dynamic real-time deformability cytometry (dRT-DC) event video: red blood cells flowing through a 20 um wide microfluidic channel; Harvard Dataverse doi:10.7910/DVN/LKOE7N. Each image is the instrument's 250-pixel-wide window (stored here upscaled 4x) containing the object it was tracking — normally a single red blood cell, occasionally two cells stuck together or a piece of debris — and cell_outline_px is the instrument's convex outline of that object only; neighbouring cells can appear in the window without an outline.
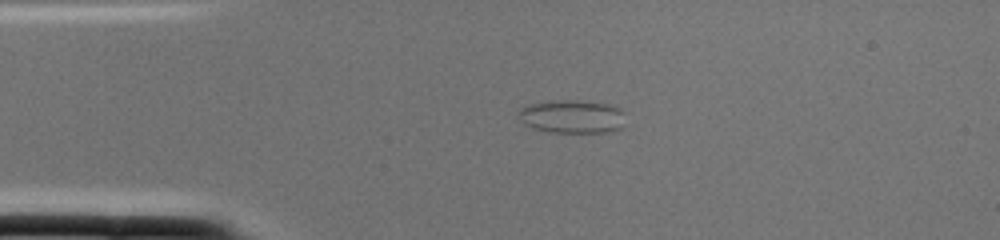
{"species": "common noctule bat (a hibernating species)", "species_latin": "Nyctalus noctula", "temperature_condition": "cold", "stored_images_in_passage": 2, "camera_frame_rate_fps": 3000, "um_per_image_px": 0.085, "animal": {"sex": "female", "body_mass_g": 22.0, "forearm_length_mm": 56.7}, "frame": {"image": 1, "passage_image": 2, "time_ms": 0.333, "image_size_px": [1000, 240], "cell_outline_px": [[624, 124], [620, 128], [608, 132], [552, 132], [532, 128], [524, 124], [520, 120], [516, 112], [520, 108], [528, 104], [552, 100], [576, 100], [616, 104], [624, 112]], "centroid_in_image_um": [48.63, 9.89], "position_along_channel_um": 36.4, "area_um2": 21.21}}